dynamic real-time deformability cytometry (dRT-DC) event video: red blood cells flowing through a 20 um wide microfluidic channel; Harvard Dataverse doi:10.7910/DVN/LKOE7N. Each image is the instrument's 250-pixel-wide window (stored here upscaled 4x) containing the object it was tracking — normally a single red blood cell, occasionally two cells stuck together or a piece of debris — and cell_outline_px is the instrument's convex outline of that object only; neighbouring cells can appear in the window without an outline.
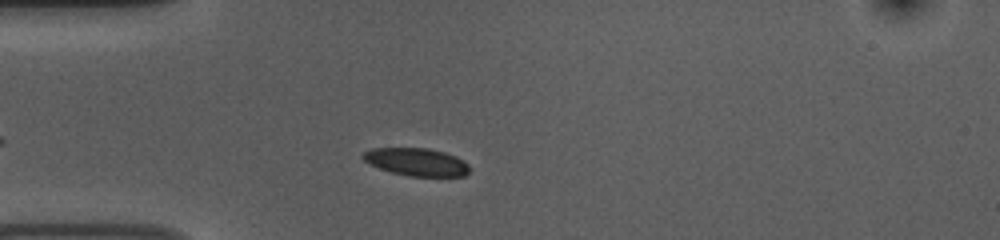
{"species": "common noctule bat (a hibernating species)", "species_latin": "Nyctalus noctula", "temperature_condition": "room temperature", "stored_images_in_passage": 34, "camera_frame_rate_fps": 3000, "um_per_image_px": 0.085, "animal": {"sex": "female", "body_mass_g": 10.0, "forearm_length_mm": 53.1}, "frame": {"image": 1, "passage_image": 6, "time_ms": 1.667, "image_size_px": [1000, 240], "cell_outline_px": [[468, 172], [464, 176], [408, 176], [392, 172], [380, 168], [364, 160], [360, 156], [364, 152], [372, 148], [428, 148], [444, 152], [456, 156], [464, 160], [468, 164]], "centroid_in_image_um": [35.41, 13.76], "position_along_channel_um": 49.6, "area_um2": 17.11}}
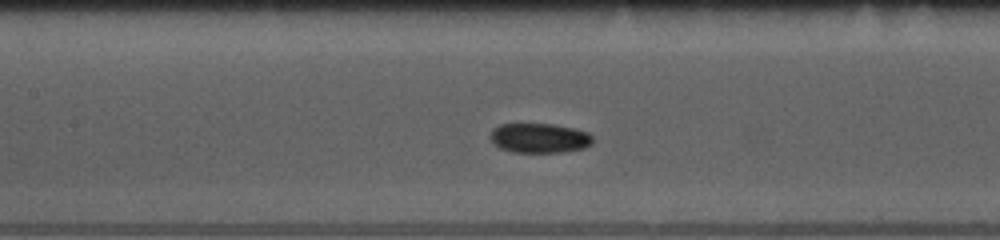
{"frame": {"image": 2, "passage_image": 16, "time_ms": 5.0, "image_size_px": [1000, 240], "cell_outline_px": [[592, 144], [584, 148], [560, 152], [512, 152], [500, 148], [492, 144], [488, 136], [492, 128], [500, 124], [552, 124], [572, 128], [588, 132], [592, 136]], "centroid_in_image_um": [45.79, 11.73], "position_along_channel_um": 161.6, "area_um2": 17.86}}
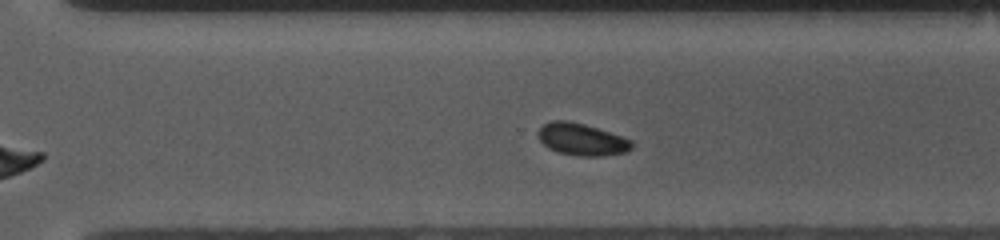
{"frame": {"image": 3, "passage_image": 29, "time_ms": 9.333, "image_size_px": [1000, 240], "cell_outline_px": [[632, 148], [624, 152], [600, 156], [576, 156], [556, 152], [548, 148], [540, 140], [536, 132], [544, 124], [552, 120], [568, 120], [584, 124], [632, 140]], "centroid_in_image_um": [49.39, 11.85], "position_along_channel_um": 321.2, "area_um2": 17.4}, "authors_computed_cell_mechanics": {"area_um2": 17.918, "velocity_mm_per_s": 3.6943, "shape_relaxation_time_tau1_ms": null, "shape_relaxation_time_tau2_ms": 2.419, "deformation_change_tau1": null, "deformation_change_tau2": 0.0503}}